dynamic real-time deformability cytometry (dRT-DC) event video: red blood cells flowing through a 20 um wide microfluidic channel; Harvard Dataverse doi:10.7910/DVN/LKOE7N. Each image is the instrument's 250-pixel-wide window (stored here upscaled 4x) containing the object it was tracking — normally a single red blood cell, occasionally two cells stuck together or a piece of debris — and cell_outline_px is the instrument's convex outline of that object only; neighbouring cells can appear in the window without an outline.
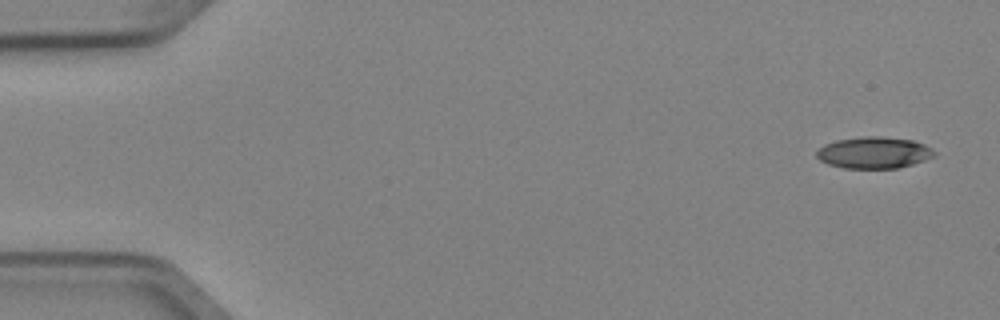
{"species": "Egyptian fruit bat (a non-hibernating species)", "species_latin": "Rousettus aegyptiacus", "temperature_condition": "cold", "stored_images_in_passage": 6, "camera_frame_rate_fps": 3000, "um_per_image_px": 0.085, "animal": {"sex": "female"}, "frame": {"image": 1, "passage_image": 1, "time_ms": 0.0, "image_size_px": [1000, 320], "cell_outline_px": [[936, 156], [912, 164], [896, 168], [844, 168], [828, 164], [820, 160], [816, 156], [816, 152], [824, 144], [836, 140], [864, 136], [880, 136], [912, 140], [924, 144], [932, 148], [936, 152]], "centroid_in_image_um": [74.29, 12.97], "position_along_channel_um": 10.7, "area_um2": 21.68}}
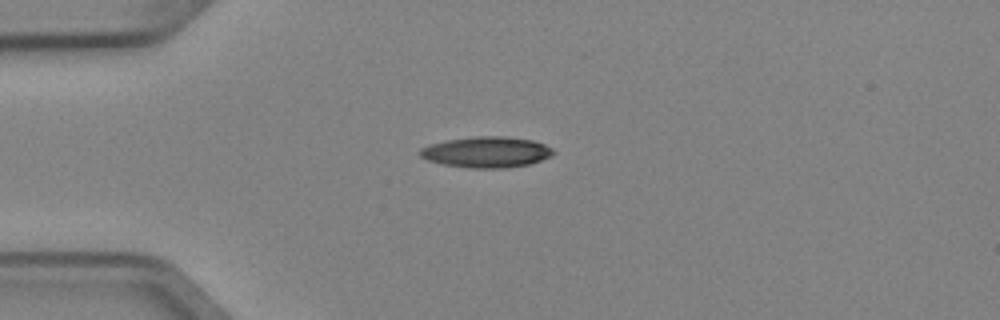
{"frame": {"image": 2, "passage_image": 4, "time_ms": 1.0, "image_size_px": [1000, 320], "cell_outline_px": [[556, 152], [552, 156], [528, 164], [508, 168], [468, 168], [444, 164], [428, 160], [420, 156], [416, 152], [420, 148], [444, 140], [476, 136], [504, 136], [532, 140], [544, 144], [552, 148]], "centroid_in_image_um": [41.34, 12.92], "position_along_channel_um": 43.7, "area_um2": 24.1}}
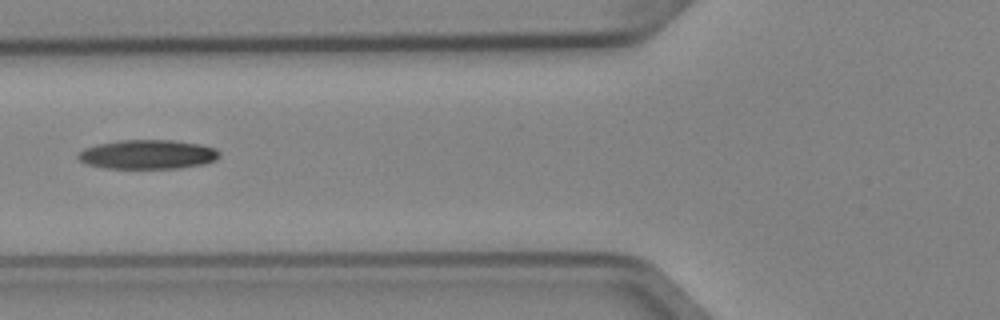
{"frame": {"image": 3, "passage_image": 6, "time_ms": 1.667, "image_size_px": [1000, 320], "cell_outline_px": [[220, 156], [216, 160], [204, 164], [180, 168], [104, 168], [88, 164], [80, 160], [76, 156], [84, 148], [100, 144], [124, 140], [172, 140], [200, 144], [216, 148], [220, 152]], "centroid_in_image_um": [12.6, 13.13], "position_along_channel_um": 113.2, "area_um2": 23.99}}